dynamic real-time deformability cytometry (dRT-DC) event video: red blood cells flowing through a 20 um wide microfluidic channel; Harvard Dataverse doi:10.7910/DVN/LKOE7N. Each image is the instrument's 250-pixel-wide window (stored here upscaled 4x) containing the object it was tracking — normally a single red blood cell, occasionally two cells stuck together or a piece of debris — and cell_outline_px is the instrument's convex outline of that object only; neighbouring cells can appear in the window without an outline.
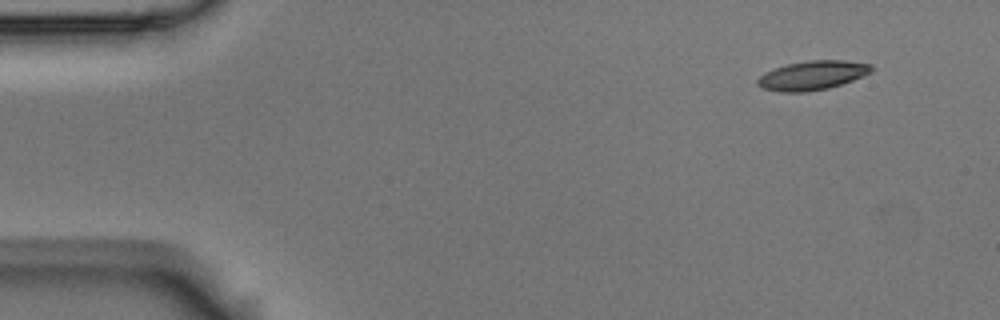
{"species": "Egyptian fruit bat (a non-hibernating species)", "species_latin": "Rousettus aegyptiacus", "temperature_condition": "room temperature", "stored_images_in_passage": 4, "camera_frame_rate_fps": 3000, "um_per_image_px": 0.085, "animal": {"sex": "male"}, "frame": {"image": 1, "passage_image": 1, "time_ms": 0.0, "image_size_px": [1000, 320], "cell_outline_px": [[872, 72], [852, 80], [828, 88], [804, 92], [780, 92], [764, 88], [756, 84], [756, 80], [760, 76], [776, 68], [788, 64], [808, 60], [844, 60], [872, 64]], "centroid_in_image_um": [69.07, 6.4], "position_along_channel_um": 15.9, "area_um2": 19.07}}
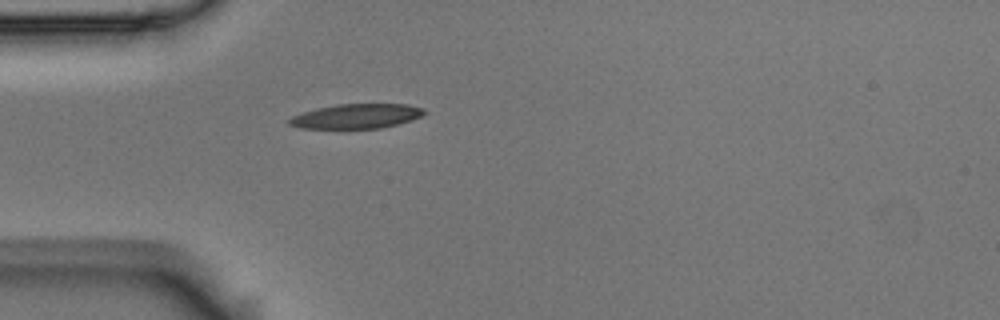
{"frame": {"image": 2, "passage_image": 4, "time_ms": 1.0, "image_size_px": [1000, 320], "cell_outline_px": [[428, 112], [412, 120], [380, 128], [300, 128], [288, 124], [288, 120], [292, 116], [316, 108], [336, 104], [408, 104], [424, 108]], "centroid_in_image_um": [30.31, 9.87], "position_along_channel_um": 54.7, "area_um2": 19.31}}